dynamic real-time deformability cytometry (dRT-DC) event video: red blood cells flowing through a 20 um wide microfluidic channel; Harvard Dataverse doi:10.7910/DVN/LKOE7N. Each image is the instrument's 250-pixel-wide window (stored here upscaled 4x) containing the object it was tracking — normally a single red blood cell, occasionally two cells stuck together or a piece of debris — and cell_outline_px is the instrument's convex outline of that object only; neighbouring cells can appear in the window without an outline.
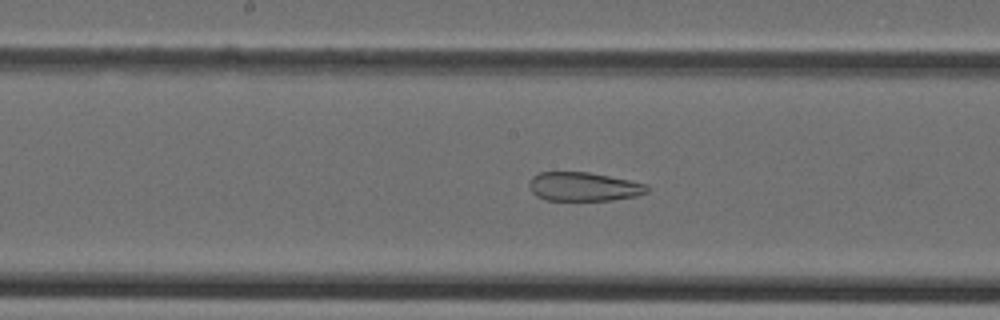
{"species": "Egyptian fruit bat (a non-hibernating species)", "species_latin": "Rousettus aegyptiacus", "temperature_condition": "cold", "stored_images_in_passage": 45, "camera_frame_rate_fps": 3000, "um_per_image_px": 0.085, "animal": {"sex": "female"}, "frame": {"image": 1, "passage_image": 23, "time_ms": 7.333, "image_size_px": [1000, 320], "cell_outline_px": [[648, 192], [636, 196], [612, 200], [544, 200], [536, 196], [532, 192], [528, 184], [528, 180], [532, 176], [540, 172], [588, 172], [648, 184]], "centroid_in_image_um": [49.57, 15.87], "position_along_channel_um": 198.6, "area_um2": 19.88}}
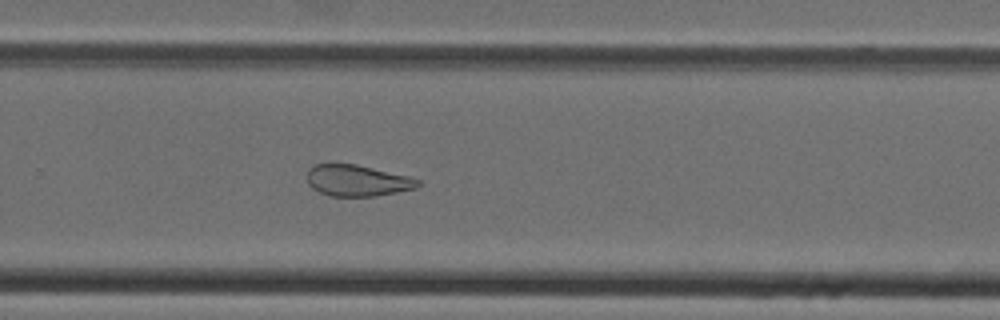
{"frame": {"image": 2, "passage_image": 30, "time_ms": 9.667, "image_size_px": [1000, 320], "cell_outline_px": [[420, 184], [416, 188], [376, 196], [332, 196], [320, 192], [312, 188], [308, 184], [308, 168], [316, 164], [356, 164], [408, 176], [420, 180]], "centroid_in_image_um": [30.36, 15.35], "position_along_channel_um": 299.4, "area_um2": 20.06}}
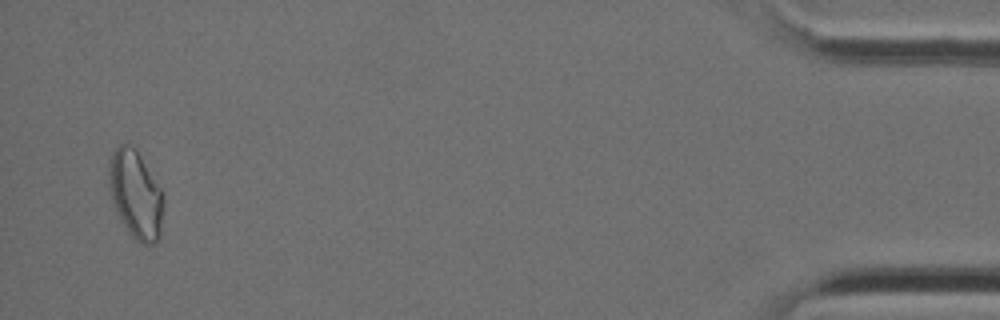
{"frame": {"image": 3, "passage_image": 44, "time_ms": 14.333, "image_size_px": [1000, 320], "cell_outline_px": [[164, 204], [160, 240], [156, 244], [144, 244], [136, 240], [132, 236], [120, 220], [116, 212], [112, 200], [108, 168], [112, 152], [120, 144], [128, 144], [136, 148], [160, 188]], "centroid_in_image_um": [11.55, 16.56], "position_along_channel_um": 423.7, "area_um2": 27.98}}